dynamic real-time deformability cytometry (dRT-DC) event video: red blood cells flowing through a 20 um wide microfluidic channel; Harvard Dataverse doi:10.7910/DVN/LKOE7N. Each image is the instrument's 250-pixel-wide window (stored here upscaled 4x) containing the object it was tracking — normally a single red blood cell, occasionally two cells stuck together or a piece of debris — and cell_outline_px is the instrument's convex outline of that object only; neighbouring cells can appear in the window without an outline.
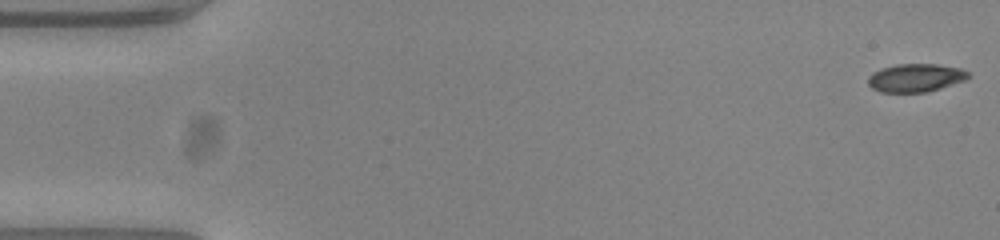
{"species": "common noctule bat (a hibernating species)", "species_latin": "Nyctalus noctula", "temperature_condition": "warm", "stored_images_in_passage": 54, "camera_frame_rate_fps": 3000, "um_per_image_px": 0.085, "animal": {"sex": "female", "body_mass_g": 23.0, "forearm_length_mm": 53.4}, "frame": {"image": 1, "passage_image": 1, "time_ms": 0.0, "image_size_px": [1000, 240], "cell_outline_px": [[968, 76], [964, 80], [928, 92], [880, 92], [872, 88], [868, 84], [868, 76], [872, 72], [896, 64], [936, 64], [960, 68], [968, 72]], "centroid_in_image_um": [77.79, 6.61], "position_along_channel_um": 7.2, "area_um2": 16.3}}
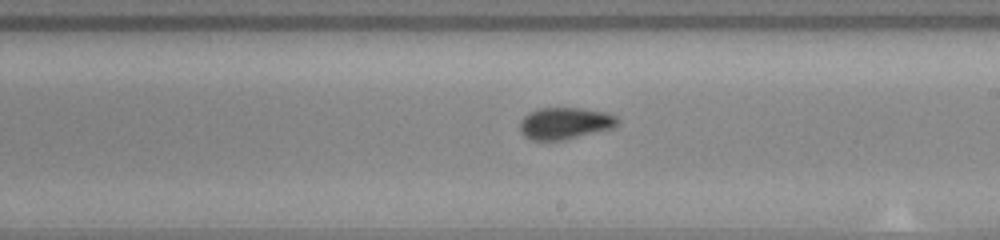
{"frame": {"image": 2, "passage_image": 31, "time_ms": 10.0, "image_size_px": [1000, 240], "cell_outline_px": [[620, 124], [612, 128], [564, 140], [532, 140], [524, 136], [520, 132], [520, 120], [528, 112], [540, 108], [580, 108], [608, 112], [616, 116], [620, 120]], "centroid_in_image_um": [48.03, 10.47], "position_along_channel_um": 241.0, "area_um2": 18.26}}
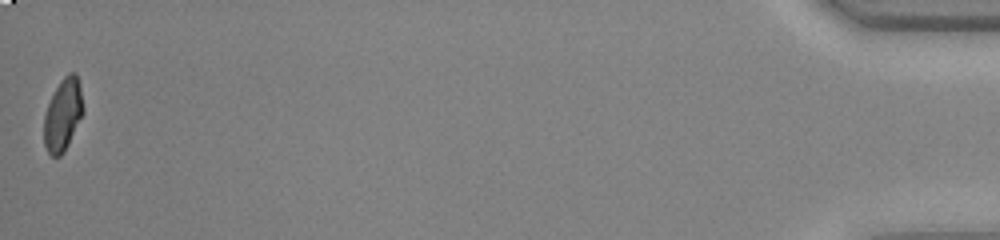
{"frame": {"image": 3, "passage_image": 54, "time_ms": 17.667, "image_size_px": [1000, 240], "cell_outline_px": [[84, 112], [64, 152], [60, 156], [52, 156], [48, 152], [44, 144], [44, 116], [48, 104], [60, 80], [68, 72], [76, 72], [80, 84], [84, 108]], "centroid_in_image_um": [5.36, 9.72], "position_along_channel_um": 429.8, "area_um2": 16.53}, "authors_computed_cell_mechanics": {"area_um2": 17.4267, "velocity_mm_per_s": 3.7808, "shape_relaxation_time_tau1_ms": 9.394, "shape_relaxation_time_tau2_ms": 0.9473, "deformation_change_tau1": 0.2524, "deformation_change_tau2": 0.0547}}